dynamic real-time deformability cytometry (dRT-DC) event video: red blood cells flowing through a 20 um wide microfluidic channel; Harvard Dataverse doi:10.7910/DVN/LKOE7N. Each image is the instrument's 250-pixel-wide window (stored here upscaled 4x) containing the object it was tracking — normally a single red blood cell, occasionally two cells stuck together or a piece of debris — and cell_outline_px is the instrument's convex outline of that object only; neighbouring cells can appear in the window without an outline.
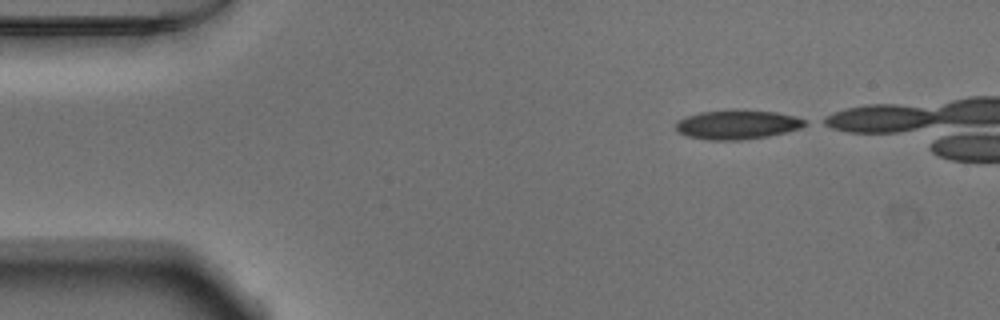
{"species": "Egyptian fruit bat (a non-hibernating species)", "species_latin": "Rousettus aegyptiacus", "temperature_condition": "warm", "stored_images_in_passage": 36, "camera_frame_rate_fps": 3000, "um_per_image_px": 0.085, "animal": {"sex": "male"}, "frame": {"image": 1, "passage_image": 1, "time_ms": 0.0, "image_size_px": [1000, 320], "cell_outline_px": [[808, 124], [800, 128], [768, 136], [744, 140], [708, 140], [684, 136], [676, 128], [676, 120], [700, 112], [776, 112], [808, 120]], "centroid_in_image_um": [62.66, 10.64], "position_along_channel_um": 22.3, "area_um2": 21.27}}
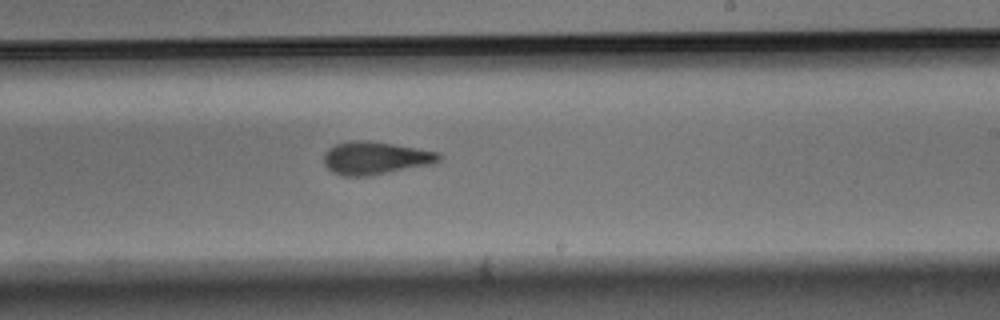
{"frame": {"image": 2, "passage_image": 25, "time_ms": 8.0, "image_size_px": [1000, 320], "cell_outline_px": [[440, 160], [432, 164], [364, 176], [344, 176], [332, 172], [324, 164], [324, 152], [328, 148], [336, 144], [348, 140], [368, 140], [440, 152]], "centroid_in_image_um": [31.86, 13.42], "position_along_channel_um": 257.1, "area_um2": 21.85}}
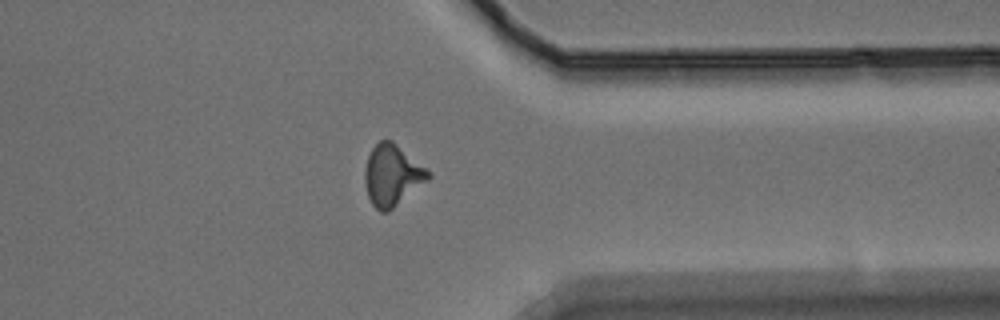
{"frame": {"image": 3, "passage_image": 35, "time_ms": 11.333, "image_size_px": [1000, 320], "cell_outline_px": [[432, 176], [428, 180], [388, 212], [380, 212], [372, 204], [368, 196], [364, 180], [364, 172], [368, 156], [372, 148], [380, 140], [392, 140], [432, 172]], "centroid_in_image_um": [33.34, 14.89], "position_along_channel_um": 378.1, "area_um2": 22.6}}